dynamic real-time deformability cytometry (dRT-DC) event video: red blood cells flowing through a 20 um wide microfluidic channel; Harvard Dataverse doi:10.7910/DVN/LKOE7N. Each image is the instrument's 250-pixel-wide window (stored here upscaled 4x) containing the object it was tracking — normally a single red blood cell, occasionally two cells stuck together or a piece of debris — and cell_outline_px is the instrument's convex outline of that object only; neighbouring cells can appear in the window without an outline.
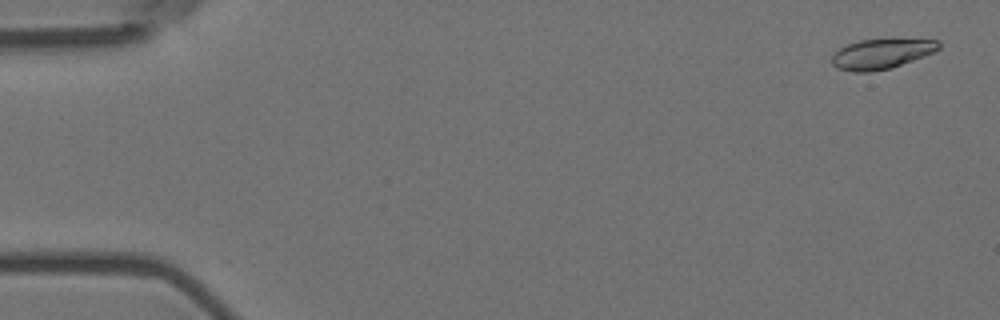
{"species": "Egyptian fruit bat (a non-hibernating species)", "species_latin": "Rousettus aegyptiacus", "temperature_condition": "room temperature", "stored_images_in_passage": 57, "camera_frame_rate_fps": 3000, "um_per_image_px": 0.085, "animal": {"sex": "female"}, "frame": {"image": 1, "passage_image": 3, "time_ms": 0.667, "image_size_px": [1000, 320], "cell_outline_px": [[940, 48], [936, 52], [892, 68], [868, 72], [852, 72], [836, 68], [832, 64], [832, 56], [840, 48], [848, 44], [860, 40], [940, 40]], "centroid_in_image_um": [74.93, 4.6], "position_along_channel_um": 10.1, "area_um2": 18.55}}
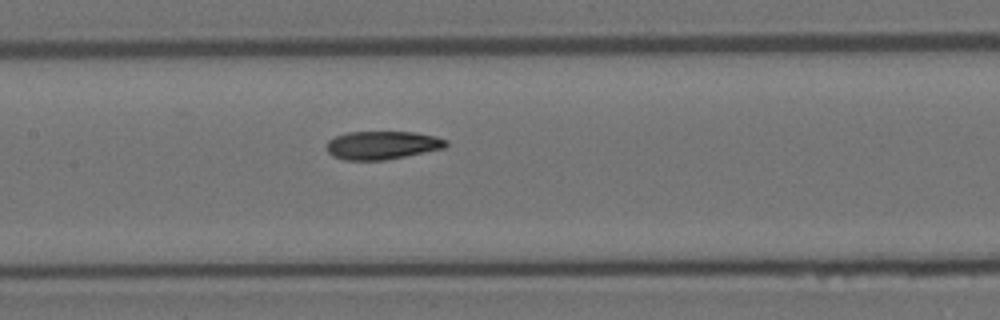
{"frame": {"image": 2, "passage_image": 28, "time_ms": 9.0, "image_size_px": [1000, 320], "cell_outline_px": [[448, 144], [444, 148], [384, 160], [344, 160], [332, 156], [328, 152], [328, 140], [336, 136], [348, 132], [416, 132], [436, 136], [448, 140]], "centroid_in_image_um": [32.5, 12.33], "position_along_channel_um": 174.9, "area_um2": 19.59}}
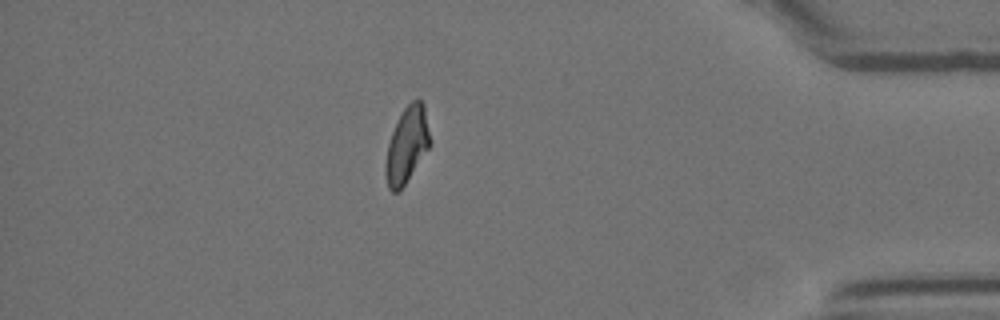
{"frame": {"image": 3, "passage_image": 50, "time_ms": 16.333, "image_size_px": [1000, 320], "cell_outline_px": [[432, 144], [404, 184], [396, 192], [392, 192], [388, 188], [384, 172], [384, 164], [388, 144], [392, 132], [404, 108], [412, 100], [420, 100], [424, 104], [432, 140]], "centroid_in_image_um": [34.6, 12.32], "position_along_channel_um": 400.6, "area_um2": 19.65}, "authors_computed_cell_mechanics": {"area_um2": 19.7676, "velocity_mm_per_s": 3.6106, "shape_relaxation_time_tau1_ms": 5.3324, "shape_relaxation_time_tau2_ms": 2.8598, "deformation_change_tau1": 0.1839, "deformation_change_tau2": 0.097}}